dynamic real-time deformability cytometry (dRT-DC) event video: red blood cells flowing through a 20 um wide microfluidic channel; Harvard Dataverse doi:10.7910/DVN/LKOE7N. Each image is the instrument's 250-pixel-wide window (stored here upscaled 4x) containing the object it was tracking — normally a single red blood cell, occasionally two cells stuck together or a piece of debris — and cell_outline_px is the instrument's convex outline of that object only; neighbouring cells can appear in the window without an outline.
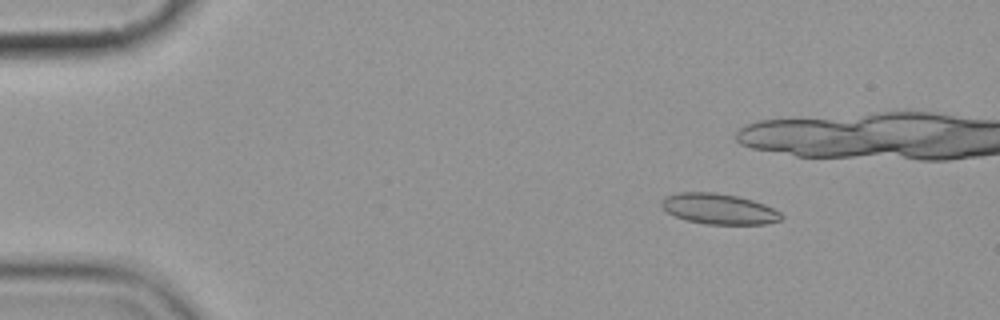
{"species": "common noctule bat (a hibernating species)", "species_latin": "Nyctalus noctula", "temperature_condition": "cold", "stored_images_in_passage": 8, "camera_frame_rate_fps": 3000, "um_per_image_px": 0.085, "animal": {"sex": "female", "body_mass_g": 19.9}, "frame": {"image": 1, "passage_image": 2, "time_ms": 1.0, "image_size_px": [1000, 320], "cell_outline_px": [[784, 216], [780, 220], [764, 224], [704, 224], [688, 220], [676, 216], [668, 212], [660, 204], [660, 200], [664, 196], [680, 192], [716, 192], [736, 196], [752, 200], [764, 204], [780, 212]], "centroid_in_image_um": [61.09, 17.75], "position_along_channel_um": 23.9, "area_um2": 21.27}}